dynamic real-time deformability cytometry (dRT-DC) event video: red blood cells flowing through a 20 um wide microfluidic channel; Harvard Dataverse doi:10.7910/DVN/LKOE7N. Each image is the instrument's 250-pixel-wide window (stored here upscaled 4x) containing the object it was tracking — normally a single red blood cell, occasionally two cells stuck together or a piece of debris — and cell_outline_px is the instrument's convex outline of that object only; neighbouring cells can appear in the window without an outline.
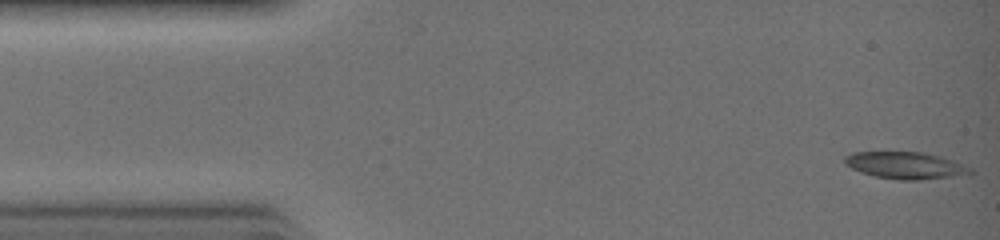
{"species": "common noctule bat (a hibernating species)", "species_latin": "Nyctalus noctula", "temperature_condition": "warm", "stored_images_in_passage": 18, "camera_frame_rate_fps": 3000, "um_per_image_px": 0.085, "animal": {"sex": "female", "body_mass_g": 19.0, "forearm_length_mm": 51.5}, "frame": {"image": 1, "passage_image": 1, "time_ms": 0.0, "image_size_px": [1000, 240], "cell_outline_px": [[976, 172], [972, 176], [916, 180], [904, 180], [876, 176], [860, 172], [844, 164], [844, 156], [852, 152], [924, 152], [940, 156], [952, 160], [972, 168]], "centroid_in_image_um": [77.06, 14.07], "position_along_channel_um": 7.9, "area_um2": 20.11}}
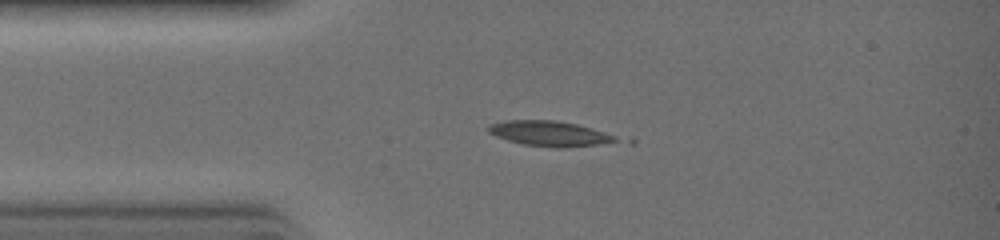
{"frame": {"image": 2, "passage_image": 7, "time_ms": 2.0, "image_size_px": [1000, 240], "cell_outline_px": [[616, 140], [596, 144], [564, 148], [556, 148], [524, 144], [508, 140], [496, 136], [488, 132], [488, 128], [492, 124], [504, 120], [556, 120], [576, 124], [604, 132], [616, 136]], "centroid_in_image_um": [46.65, 11.34], "position_along_channel_um": 38.3, "area_um2": 18.26}}